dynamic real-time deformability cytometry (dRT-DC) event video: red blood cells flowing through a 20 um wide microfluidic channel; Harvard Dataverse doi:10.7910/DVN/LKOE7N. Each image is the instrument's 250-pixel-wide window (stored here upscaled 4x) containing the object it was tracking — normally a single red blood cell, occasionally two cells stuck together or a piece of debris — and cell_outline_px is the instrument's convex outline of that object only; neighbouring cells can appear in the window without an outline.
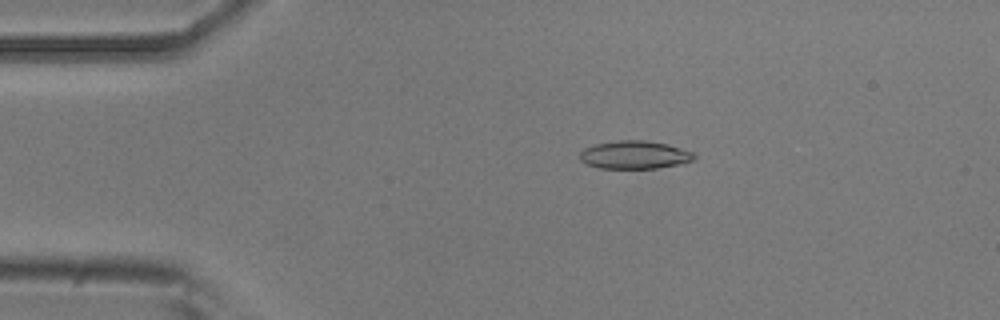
{"species": "common noctule bat (a hibernating species)", "species_latin": "Nyctalus noctula", "temperature_condition": "room temperature", "stored_images_in_passage": 47, "camera_frame_rate_fps": 3000, "um_per_image_px": 0.085, "animal": {"sex": "male", "body_mass_g": 20.5, "forearm_length_mm": 52.5}, "frame": {"image": 1, "passage_image": 5, "time_ms": 1.333, "image_size_px": [1000, 320], "cell_outline_px": [[696, 156], [692, 160], [684, 164], [656, 168], [600, 168], [588, 164], [580, 160], [580, 152], [584, 148], [596, 144], [616, 140], [648, 140], [668, 144], [696, 152]], "centroid_in_image_um": [54.0, 13.15], "position_along_channel_um": 31.0, "area_um2": 18.9}}
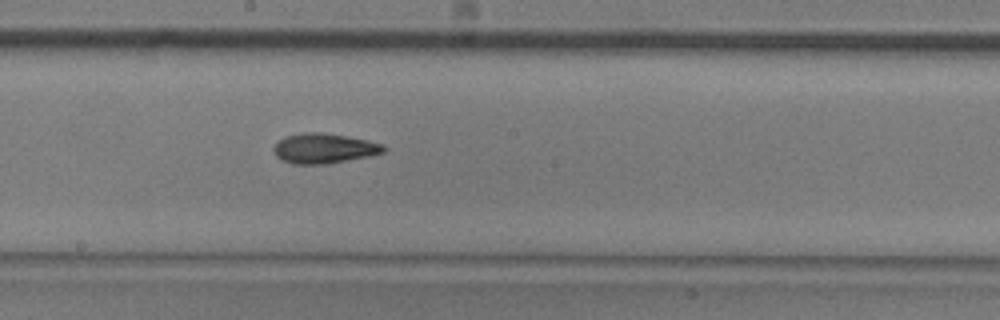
{"frame": {"image": 2, "passage_image": 23, "time_ms": 7.333, "image_size_px": [1000, 320], "cell_outline_px": [[388, 148], [384, 152], [368, 156], [328, 164], [292, 164], [280, 160], [276, 156], [272, 148], [284, 136], [304, 132], [320, 132], [344, 136], [384, 144]], "centroid_in_image_um": [27.51, 12.62], "position_along_channel_um": 220.7, "area_um2": 19.19}}
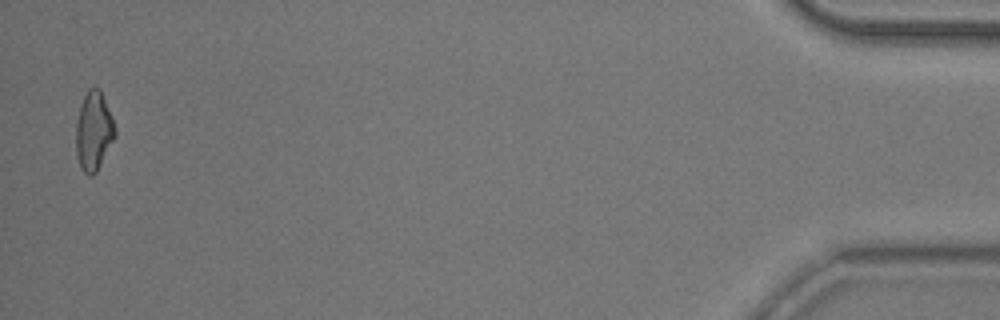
{"frame": {"image": 3, "passage_image": 46, "time_ms": 15.0, "image_size_px": [1000, 320], "cell_outline_px": [[116, 136], [96, 172], [92, 176], [88, 176], [80, 168], [76, 156], [76, 120], [80, 104], [88, 88], [100, 88], [116, 128]], "centroid_in_image_um": [7.95, 11.16], "position_along_channel_um": 427.3, "area_um2": 18.09}, "authors_computed_cell_mechanics": {"area_um2": 18.5538, "velocity_mm_per_s": 3.8986, "shape_relaxation_time_tau1_ms": 6.9223, "shape_relaxation_time_tau2_ms": 3.3344, "deformation_change_tau1": 0.1982, "deformation_change_tau2": 0.11}}